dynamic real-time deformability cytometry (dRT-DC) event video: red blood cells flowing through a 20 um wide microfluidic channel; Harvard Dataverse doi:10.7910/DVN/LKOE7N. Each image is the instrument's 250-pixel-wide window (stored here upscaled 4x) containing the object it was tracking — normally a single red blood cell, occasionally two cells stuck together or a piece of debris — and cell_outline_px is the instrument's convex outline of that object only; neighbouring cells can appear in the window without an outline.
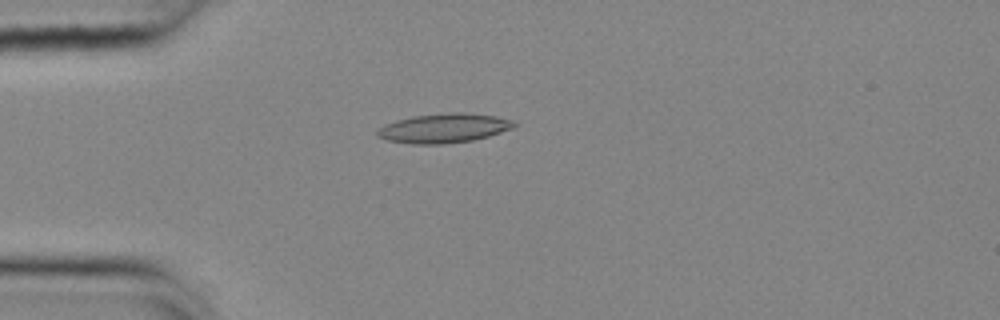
{"species": "common noctule bat (a hibernating species)", "species_latin": "Nyctalus noctula", "temperature_condition": "cold", "stored_images_in_passage": 55, "camera_frame_rate_fps": 3000, "um_per_image_px": 0.085, "animal": {"sex": "female", "body_mass_g": 25.1}, "frame": {"image": 1, "passage_image": 15, "time_ms": 4.667, "image_size_px": [1000, 320], "cell_outline_px": [[516, 124], [512, 128], [488, 136], [472, 140], [444, 144], [412, 144], [388, 140], [376, 136], [376, 132], [384, 124], [396, 120], [412, 116], [452, 112], [464, 112], [496, 116], [516, 120]], "centroid_in_image_um": [37.73, 10.89], "position_along_channel_um": 47.3, "area_um2": 23.41}}
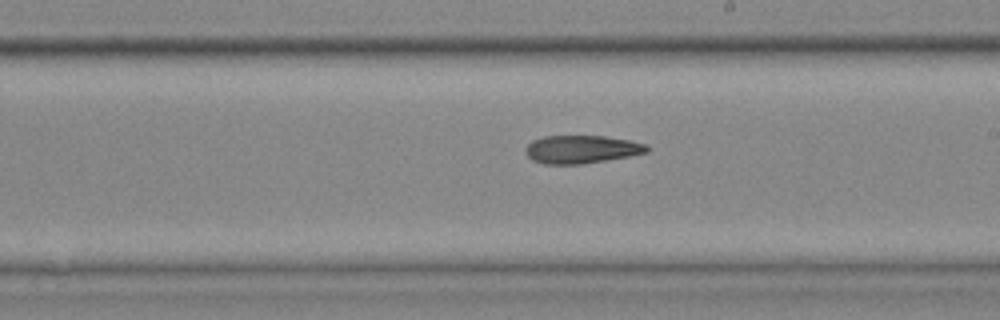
{"frame": {"image": 2, "passage_image": 32, "time_ms": 10.333, "image_size_px": [1000, 320], "cell_outline_px": [[652, 148], [648, 152], [628, 156], [580, 164], [544, 164], [532, 160], [524, 152], [524, 148], [532, 140], [544, 136], [604, 136], [628, 140], [644, 144]], "centroid_in_image_um": [49.39, 12.69], "position_along_channel_um": 239.6, "area_um2": 19.77}}
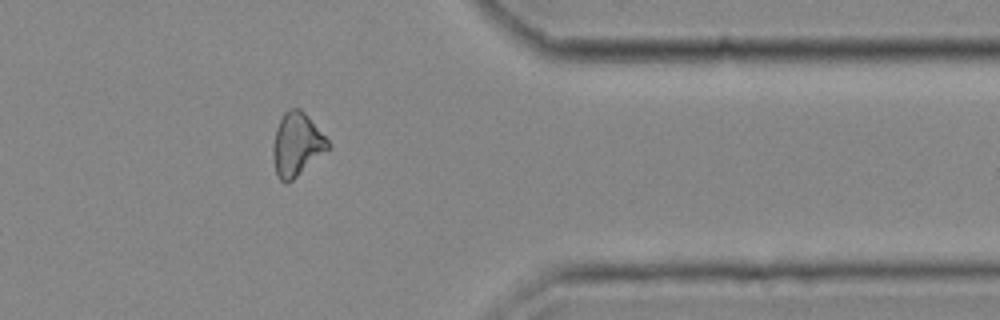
{"frame": {"image": 3, "passage_image": 45, "time_ms": 14.667, "image_size_px": [1000, 320], "cell_outline_px": [[332, 148], [288, 184], [284, 184], [276, 176], [272, 156], [272, 144], [276, 128], [284, 112], [288, 108], [300, 108], [308, 116], [332, 144]], "centroid_in_image_um": [25.23, 12.32], "position_along_channel_um": 386.2, "area_um2": 20.87}}